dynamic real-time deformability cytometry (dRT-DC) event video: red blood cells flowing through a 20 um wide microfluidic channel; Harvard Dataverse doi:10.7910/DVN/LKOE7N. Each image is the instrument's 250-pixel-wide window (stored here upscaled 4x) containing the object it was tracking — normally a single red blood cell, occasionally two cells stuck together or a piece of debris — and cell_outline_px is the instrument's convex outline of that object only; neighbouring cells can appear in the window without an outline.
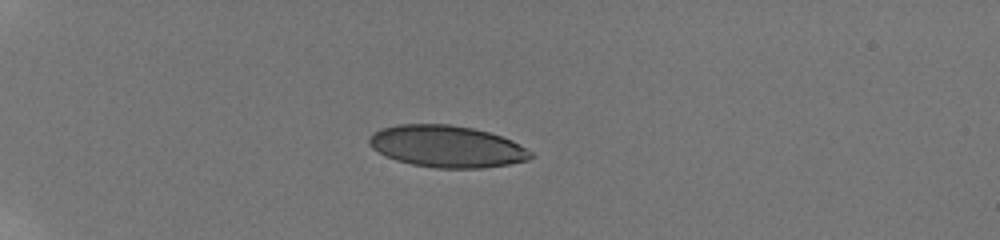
{"species": "human", "species_latin": "Homo sapiens", "temperature_condition": "room temperature", "stored_images_in_passage": 13, "camera_frame_rate_fps": 3000, "um_per_image_px": 0.085, "donor": {"sex": "male"}, "frame": {"image": 1, "passage_image": 1, "time_ms": 0.0, "image_size_px": [1000, 240], "cell_outline_px": [[532, 156], [528, 160], [508, 164], [480, 168], [436, 168], [412, 164], [396, 160], [372, 148], [368, 144], [368, 140], [372, 132], [380, 128], [396, 124], [448, 124], [472, 128], [488, 132], [512, 140], [532, 152]], "centroid_in_image_um": [37.94, 12.44], "position_along_channel_um": 47.1, "area_um2": 39.25}}
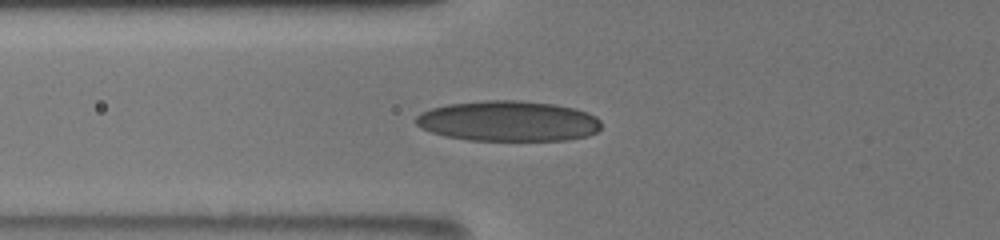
{"frame": {"image": 2, "passage_image": 12, "time_ms": 2.333, "image_size_px": [1000, 240], "cell_outline_px": [[600, 128], [596, 132], [588, 136], [564, 140], [468, 140], [444, 136], [420, 128], [412, 120], [420, 112], [428, 108], [448, 104], [484, 100], [520, 100], [552, 104], [572, 108], [588, 112], [596, 116], [600, 120]], "centroid_in_image_um": [43.15, 10.29], "position_along_channel_um": 82.7, "area_um2": 43.99}}